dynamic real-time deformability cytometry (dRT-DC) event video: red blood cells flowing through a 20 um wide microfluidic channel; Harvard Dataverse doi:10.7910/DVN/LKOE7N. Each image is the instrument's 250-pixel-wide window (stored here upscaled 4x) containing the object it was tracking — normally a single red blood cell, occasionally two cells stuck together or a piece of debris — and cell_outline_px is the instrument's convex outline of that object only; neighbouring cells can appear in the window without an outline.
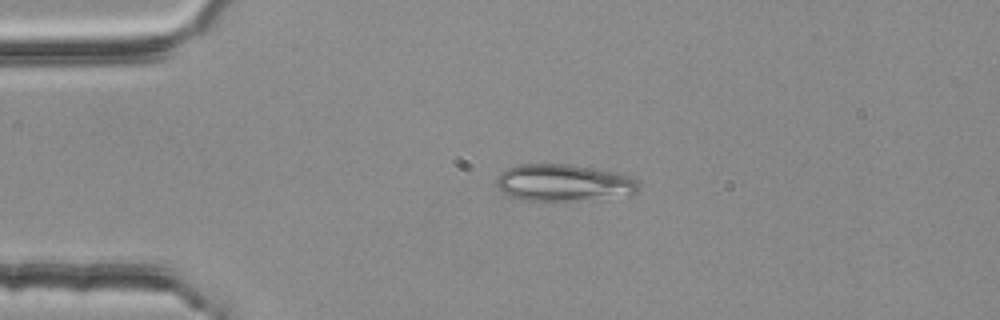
{"species": "common noctule bat (a hibernating species)", "species_latin": "Nyctalus noctula", "temperature_condition": "room temperature", "stored_images_in_passage": 2, "camera_frame_rate_fps": 3000, "um_per_image_px": 0.085, "animal": {"sex": "female", "body_mass_g": 25.1}, "frame": {"image": 1, "passage_image": 2, "time_ms": 0.333, "image_size_px": [1000, 320], "cell_outline_px": [[636, 192], [576, 200], [524, 200], [512, 196], [504, 192], [496, 184], [496, 180], [500, 172], [516, 164], [568, 164], [620, 172], [632, 176], [636, 180]], "centroid_in_image_um": [47.84, 15.49], "position_along_channel_um": 37.2, "area_um2": 29.88}}